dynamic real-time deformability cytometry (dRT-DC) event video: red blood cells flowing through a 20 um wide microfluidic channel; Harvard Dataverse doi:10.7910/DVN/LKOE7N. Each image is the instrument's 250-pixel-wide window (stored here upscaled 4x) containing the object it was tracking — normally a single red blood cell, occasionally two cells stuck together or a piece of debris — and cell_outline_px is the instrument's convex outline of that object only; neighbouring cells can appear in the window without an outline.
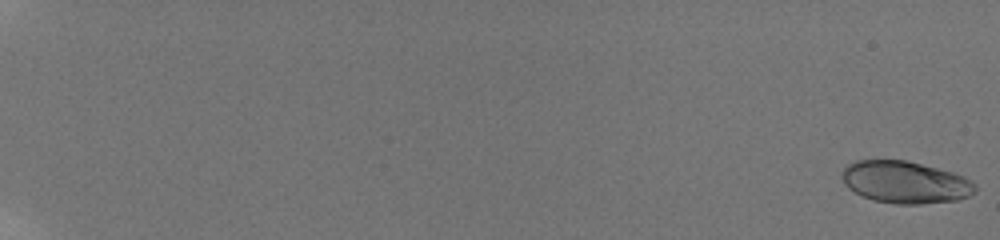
{"species": "human", "species_latin": "Homo sapiens", "temperature_condition": "room temperature", "stored_images_in_passage": 29, "camera_frame_rate_fps": 3000, "um_per_image_px": 0.085, "donor": {"sex": "male"}, "frame": {"image": 1, "passage_image": 1, "time_ms": 0.0, "image_size_px": [1000, 240], "cell_outline_px": [[976, 192], [960, 200], [920, 204], [896, 204], [872, 200], [848, 188], [844, 184], [840, 176], [844, 168], [848, 164], [856, 160], [904, 160], [952, 172], [964, 176], [972, 180], [976, 184]], "centroid_in_image_um": [76.95, 15.5], "position_along_channel_um": 8.0, "area_um2": 32.83}}
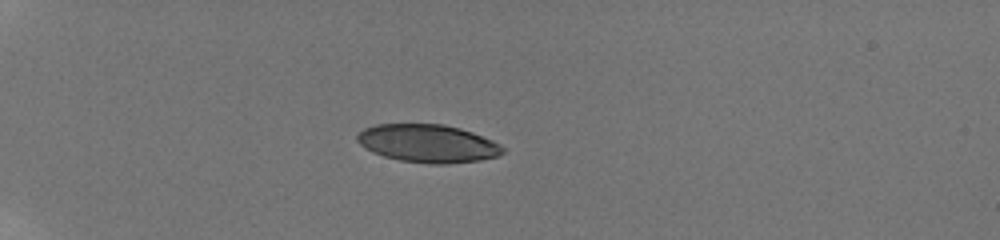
{"frame": {"image": 2, "passage_image": 18, "time_ms": 6.333, "image_size_px": [1000, 240], "cell_outline_px": [[504, 152], [496, 156], [480, 160], [448, 164], [428, 164], [400, 160], [384, 156], [372, 152], [360, 144], [356, 140], [356, 136], [364, 128], [376, 124], [444, 124], [460, 128], [472, 132], [492, 140], [500, 144], [504, 148]], "centroid_in_image_um": [36.36, 12.19], "position_along_channel_um": 48.6, "area_um2": 32.25}}
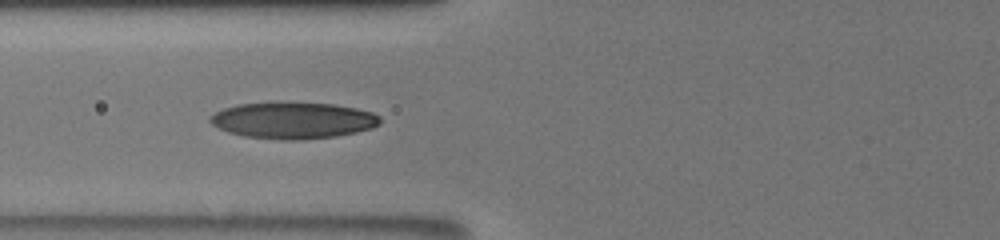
{"frame": {"image": 3, "passage_image": 28, "time_ms": 9.0, "image_size_px": [1000, 240], "cell_outline_px": [[380, 124], [372, 128], [356, 132], [336, 136], [300, 140], [284, 140], [244, 136], [228, 132], [212, 124], [208, 120], [208, 116], [224, 108], [236, 104], [276, 100], [332, 104], [356, 108], [372, 112], [380, 116]], "centroid_in_image_um": [24.88, 10.2], "position_along_channel_um": 100.9, "area_um2": 36.88}}